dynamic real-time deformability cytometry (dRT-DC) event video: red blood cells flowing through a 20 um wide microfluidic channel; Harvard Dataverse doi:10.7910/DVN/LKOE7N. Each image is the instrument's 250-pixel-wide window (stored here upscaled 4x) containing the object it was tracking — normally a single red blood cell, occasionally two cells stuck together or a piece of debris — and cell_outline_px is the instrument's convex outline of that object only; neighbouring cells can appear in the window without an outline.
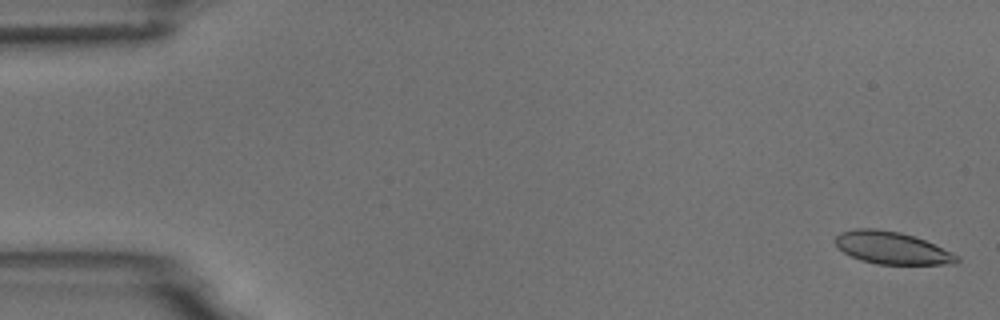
{"species": "common noctule bat (a hibernating species)", "species_latin": "Nyctalus noctula", "temperature_condition": "room temperature", "stored_images_in_passage": 5, "camera_frame_rate_fps": 3000, "um_per_image_px": 0.085, "animal": {"sex": "male", "body_mass_g": 18.8}, "frame": {"image": 1, "passage_image": 1, "time_ms": 0.0, "image_size_px": [1000, 320], "cell_outline_px": [[960, 260], [956, 264], [876, 264], [860, 260], [844, 252], [832, 240], [840, 232], [856, 228], [876, 228], [900, 232], [924, 240], [952, 252], [960, 256]], "centroid_in_image_um": [75.81, 21.07], "position_along_channel_um": 9.2, "area_um2": 22.95}}
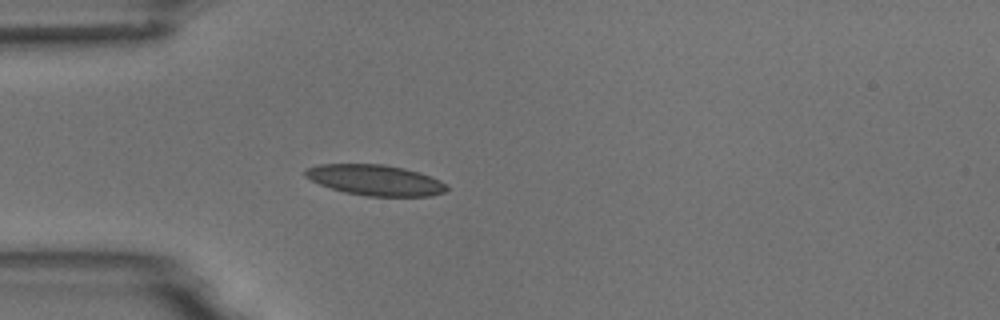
{"frame": {"image": 2, "passage_image": 5, "time_ms": 4.667, "image_size_px": [1000, 320], "cell_outline_px": [[448, 188], [444, 192], [432, 196], [368, 196], [344, 192], [320, 184], [304, 176], [304, 172], [308, 168], [320, 164], [384, 164], [404, 168], [420, 172], [432, 176], [448, 184]], "centroid_in_image_um": [31.95, 15.3], "position_along_channel_um": 53.1, "area_um2": 25.32}}